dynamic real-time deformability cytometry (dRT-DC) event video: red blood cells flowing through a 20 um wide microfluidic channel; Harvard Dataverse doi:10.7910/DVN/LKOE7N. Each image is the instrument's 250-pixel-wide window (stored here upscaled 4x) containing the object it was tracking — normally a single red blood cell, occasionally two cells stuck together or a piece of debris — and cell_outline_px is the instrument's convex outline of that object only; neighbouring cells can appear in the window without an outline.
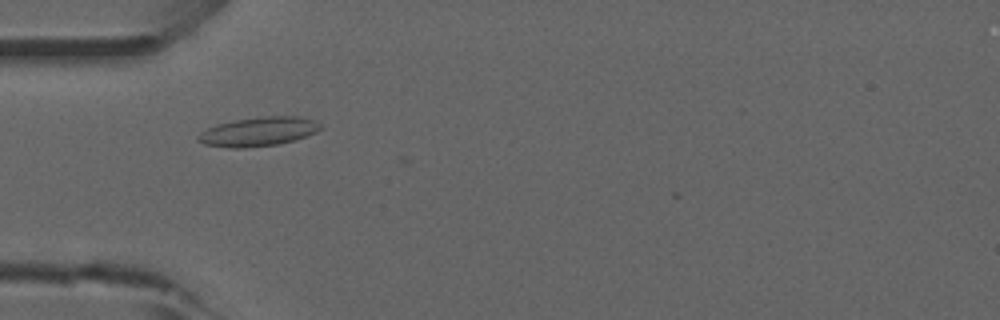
{"species": "common noctule bat (a hibernating species)", "species_latin": "Nyctalus noctula", "temperature_condition": "room temperature", "stored_images_in_passage": 3, "camera_frame_rate_fps": 3000, "um_per_image_px": 0.085, "animal": {"sex": "male", "forearm_length_mm": 52.5}, "frame": {"image": 1, "passage_image": 1, "time_ms": 0.0, "image_size_px": [1000, 320], "cell_outline_px": [[324, 128], [316, 132], [292, 140], [276, 144], [244, 148], [232, 148], [204, 144], [196, 140], [196, 136], [200, 132], [208, 128], [220, 124], [236, 120], [264, 116], [296, 116], [312, 120], [320, 124]], "centroid_in_image_um": [21.94, 11.19], "position_along_channel_um": 63.1, "area_um2": 20.4}}